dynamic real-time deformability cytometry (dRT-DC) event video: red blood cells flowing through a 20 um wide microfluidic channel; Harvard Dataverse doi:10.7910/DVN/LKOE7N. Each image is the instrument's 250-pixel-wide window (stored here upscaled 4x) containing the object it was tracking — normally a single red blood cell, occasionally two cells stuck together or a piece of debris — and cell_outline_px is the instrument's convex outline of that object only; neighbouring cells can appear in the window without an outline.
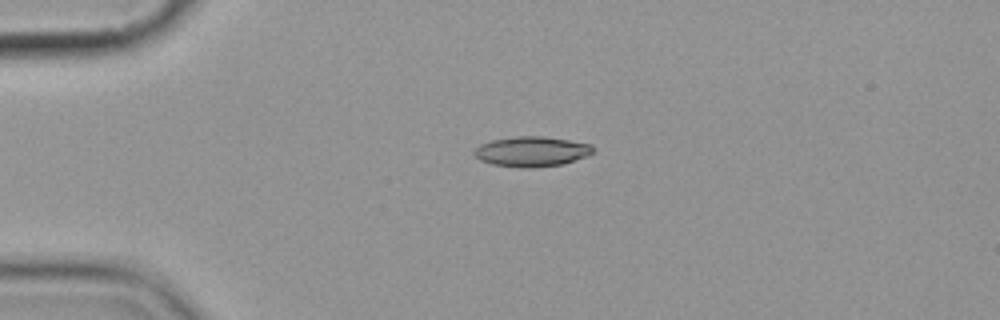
{"species": "common noctule bat (a hibernating species)", "species_latin": "Nyctalus noctula", "temperature_condition": "cold", "stored_images_in_passage": 2, "camera_frame_rate_fps": 3000, "um_per_image_px": 0.085, "animal": {"sex": "female", "body_mass_g": 19.9}, "frame": {"image": 1, "passage_image": 1, "time_ms": 0.0, "image_size_px": [1000, 320], "cell_outline_px": [[596, 152], [588, 156], [560, 164], [532, 168], [520, 168], [492, 164], [480, 160], [472, 152], [480, 144], [492, 140], [516, 136], [544, 136], [592, 144]], "centroid_in_image_um": [45.21, 12.88], "position_along_channel_um": 39.8, "area_um2": 20.92}}